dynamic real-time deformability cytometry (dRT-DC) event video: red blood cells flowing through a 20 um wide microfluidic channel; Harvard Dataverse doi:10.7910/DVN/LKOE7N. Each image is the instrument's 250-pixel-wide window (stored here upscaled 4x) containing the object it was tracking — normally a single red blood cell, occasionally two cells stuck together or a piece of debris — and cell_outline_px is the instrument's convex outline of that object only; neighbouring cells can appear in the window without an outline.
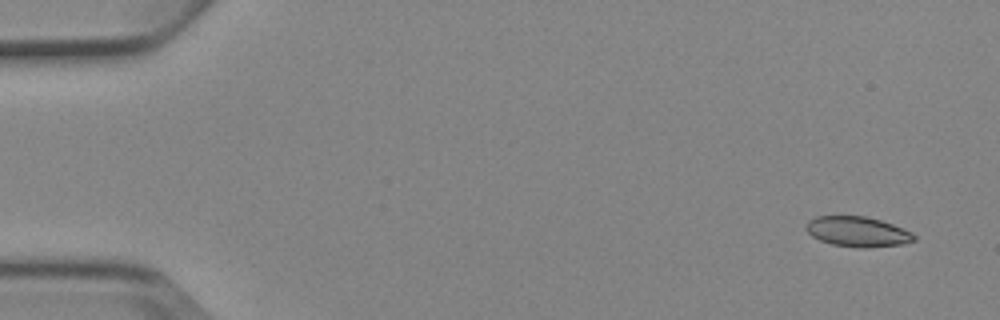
{"species": "Egyptian fruit bat (a non-hibernating species)", "species_latin": "Rousettus aegyptiacus", "temperature_condition": "cold", "stored_images_in_passage": 4, "camera_frame_rate_fps": 3000, "um_per_image_px": 0.085, "animal": {"sex": "female"}, "frame": {"image": 1, "passage_image": 1, "time_ms": 0.0, "image_size_px": [1000, 320], "cell_outline_px": [[916, 240], [900, 244], [868, 248], [860, 248], [832, 244], [820, 240], [812, 236], [804, 228], [804, 224], [808, 220], [816, 216], [864, 216], [880, 220], [892, 224], [912, 232], [916, 236]], "centroid_in_image_um": [72.86, 19.69], "position_along_channel_um": 12.1, "area_um2": 19.02}}
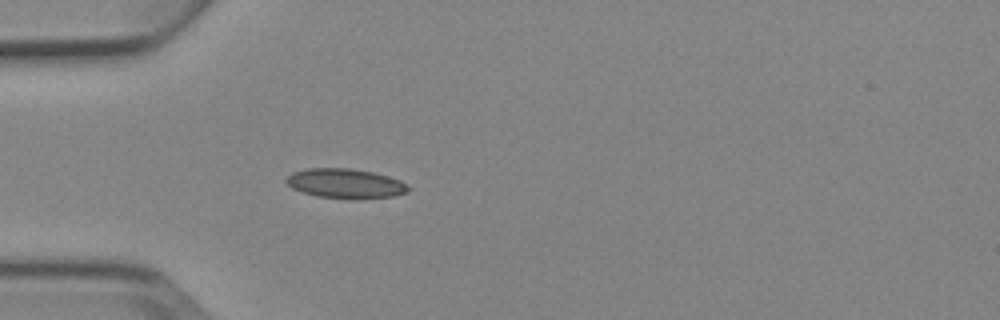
{"frame": {"image": 2, "passage_image": 4, "time_ms": 4.333, "image_size_px": [1000, 320], "cell_outline_px": [[412, 188], [408, 192], [392, 196], [316, 196], [292, 188], [284, 180], [292, 172], [308, 168], [348, 168], [372, 172], [388, 176], [400, 180]], "centroid_in_image_um": [29.33, 15.54], "position_along_channel_um": 55.7, "area_um2": 20.11}}